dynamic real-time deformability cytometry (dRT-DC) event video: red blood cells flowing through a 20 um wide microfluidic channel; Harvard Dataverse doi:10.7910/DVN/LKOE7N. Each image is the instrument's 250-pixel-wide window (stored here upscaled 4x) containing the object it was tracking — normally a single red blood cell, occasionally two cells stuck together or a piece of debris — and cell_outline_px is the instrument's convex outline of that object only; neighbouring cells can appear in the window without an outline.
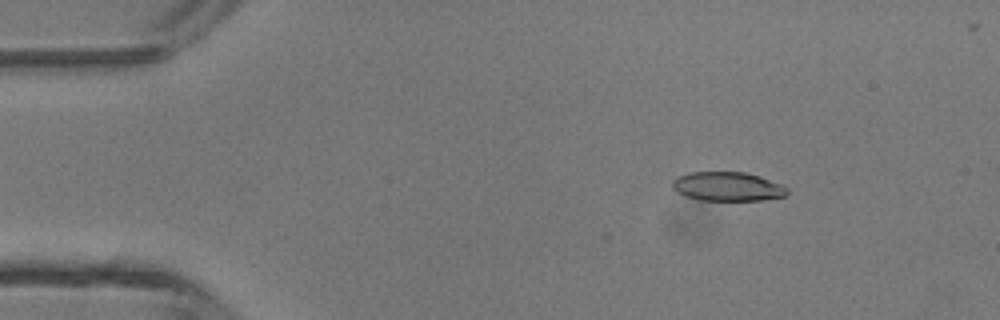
{"species": "common noctule bat (a hibernating species)", "species_latin": "Nyctalus noctula", "temperature_condition": "room temperature", "stored_images_in_passage": 2, "camera_frame_rate_fps": 3000, "um_per_image_px": 0.085, "animal": {"sex": "male", "body_mass_g": 13.3}, "frame": {"image": 1, "passage_image": 1, "time_ms": 0.0, "image_size_px": [1000, 320], "cell_outline_px": [[788, 196], [764, 200], [700, 200], [684, 196], [676, 192], [672, 188], [672, 180], [676, 176], [688, 172], [744, 172], [760, 176], [780, 184], [788, 188]], "centroid_in_image_um": [61.82, 15.85], "position_along_channel_um": 23.2, "area_um2": 19.71}}
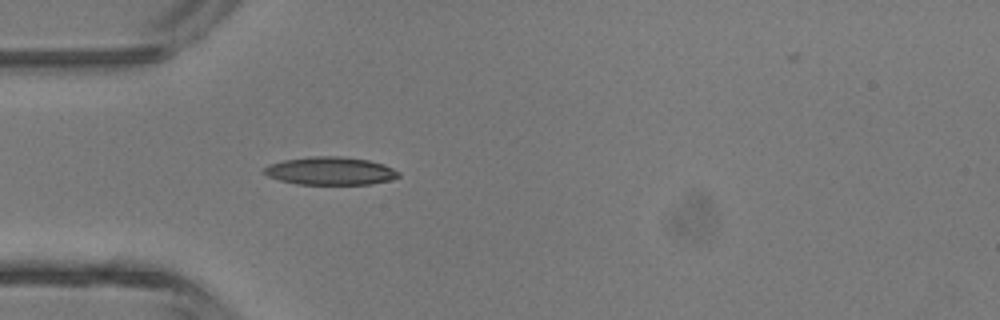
{"frame": {"image": 2, "passage_image": 2, "time_ms": 2.333, "image_size_px": [1000, 320], "cell_outline_px": [[400, 176], [388, 180], [372, 184], [296, 184], [280, 180], [268, 176], [260, 172], [268, 164], [284, 160], [308, 156], [340, 156], [368, 160], [384, 164], [400, 172]], "centroid_in_image_um": [28.04, 14.52], "position_along_channel_um": 57.0, "area_um2": 22.02}}